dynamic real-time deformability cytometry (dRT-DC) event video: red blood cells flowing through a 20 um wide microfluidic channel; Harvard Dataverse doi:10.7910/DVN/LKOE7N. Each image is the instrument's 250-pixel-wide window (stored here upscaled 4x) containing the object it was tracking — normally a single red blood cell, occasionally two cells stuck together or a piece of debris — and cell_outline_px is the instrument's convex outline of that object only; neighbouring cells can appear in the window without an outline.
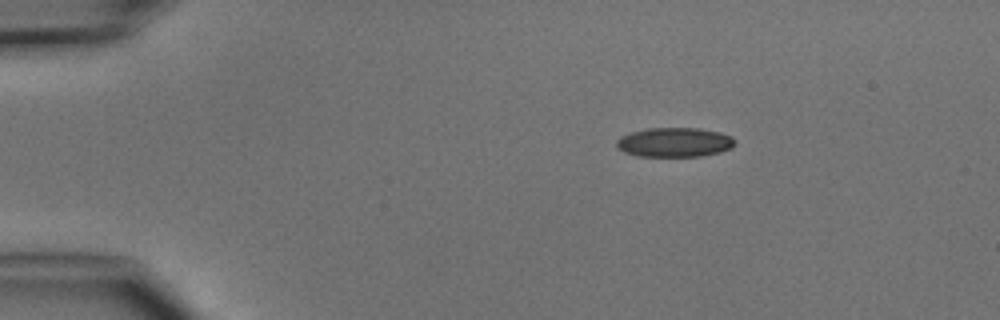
{"species": "common noctule bat (a hibernating species)", "species_latin": "Nyctalus noctula", "temperature_condition": "cold", "stored_images_in_passage": 5, "camera_frame_rate_fps": 3000, "um_per_image_px": 0.085, "animal": {"sex": "male", "body_mass_g": 15.6}, "frame": {"image": 1, "passage_image": 1, "time_ms": 0.0, "image_size_px": [1000, 320], "cell_outline_px": [[736, 144], [732, 148], [720, 152], [700, 156], [640, 156], [624, 152], [616, 148], [616, 140], [620, 136], [632, 132], [648, 128], [700, 128], [720, 132], [732, 136], [736, 140]], "centroid_in_image_um": [57.35, 12.09], "position_along_channel_um": 27.6, "area_um2": 20.46}}
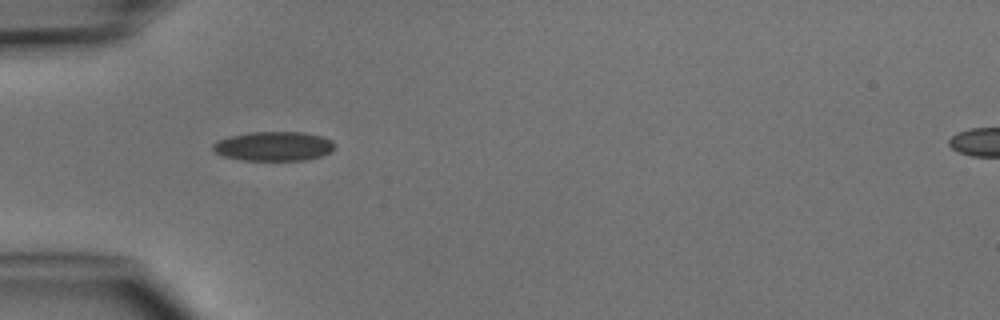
{"frame": {"image": 2, "passage_image": 3, "time_ms": 2.333, "image_size_px": [1000, 320], "cell_outline_px": [[336, 148], [320, 156], [304, 160], [240, 160], [224, 156], [216, 152], [212, 148], [212, 144], [220, 140], [232, 136], [252, 132], [304, 132], [324, 136], [332, 140], [336, 144]], "centroid_in_image_um": [23.32, 12.42], "position_along_channel_um": 61.7, "area_um2": 20.75}}
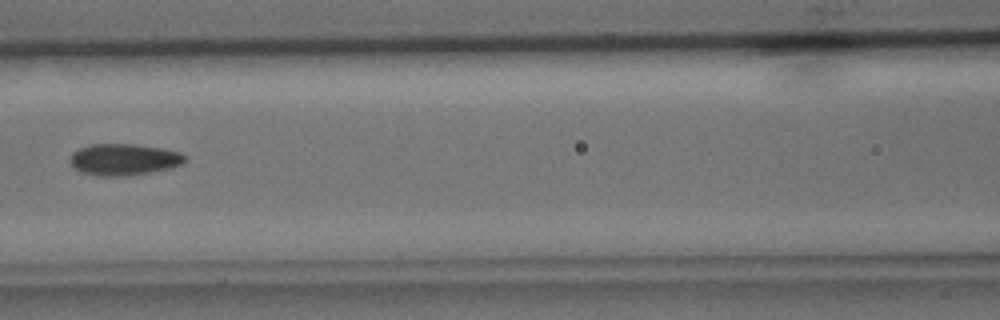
{"frame": {"image": 3, "passage_image": 5, "time_ms": 4.667, "image_size_px": [1000, 320], "cell_outline_px": [[184, 160], [180, 164], [172, 168], [152, 172], [124, 176], [100, 176], [80, 172], [72, 168], [68, 160], [72, 152], [88, 144], [132, 144], [160, 148], [180, 152], [184, 156]], "centroid_in_image_um": [10.45, 13.56], "position_along_channel_um": 156.2, "area_um2": 21.21}}